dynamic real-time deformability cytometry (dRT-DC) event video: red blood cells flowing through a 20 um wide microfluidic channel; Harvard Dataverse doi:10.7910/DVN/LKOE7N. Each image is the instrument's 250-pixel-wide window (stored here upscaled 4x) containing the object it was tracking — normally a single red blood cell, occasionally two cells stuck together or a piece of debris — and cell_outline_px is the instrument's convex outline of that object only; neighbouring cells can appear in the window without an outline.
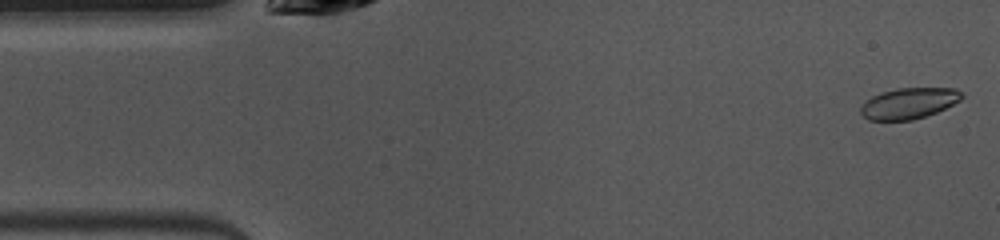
{"species": "common noctule bat (a hibernating species)", "species_latin": "Nyctalus noctula", "temperature_condition": "warm", "stored_images_in_passage": 48, "camera_frame_rate_fps": 3000, "um_per_image_px": 0.085, "animal": {"sex": "female", "body_mass_g": 10.0, "forearm_length_mm": 53.1}, "frame": {"image": 1, "passage_image": 1, "time_ms": 0.0, "image_size_px": [1000, 240], "cell_outline_px": [[964, 96], [960, 100], [936, 112], [912, 120], [868, 120], [860, 112], [860, 104], [872, 96], [880, 92], [896, 88], [956, 88]], "centroid_in_image_um": [77.21, 8.77], "position_along_channel_um": 7.8, "area_um2": 18.21}}
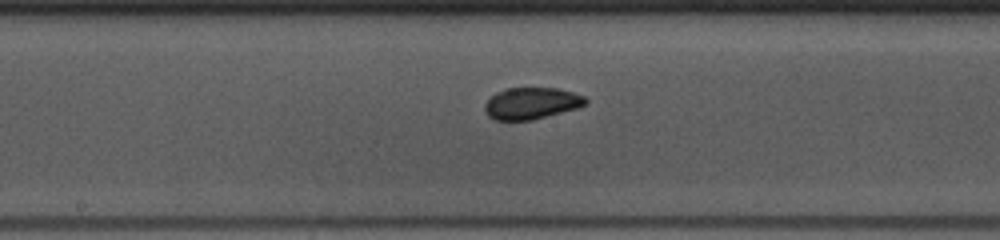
{"frame": {"image": 2, "passage_image": 23, "time_ms": 7.333, "image_size_px": [1000, 240], "cell_outline_px": [[588, 100], [584, 104], [576, 108], [532, 120], [496, 120], [488, 116], [484, 108], [484, 104], [496, 92], [504, 88], [556, 88], [572, 92], [584, 96]], "centroid_in_image_um": [45.14, 8.77], "position_along_channel_um": 203.1, "area_um2": 18.44}}
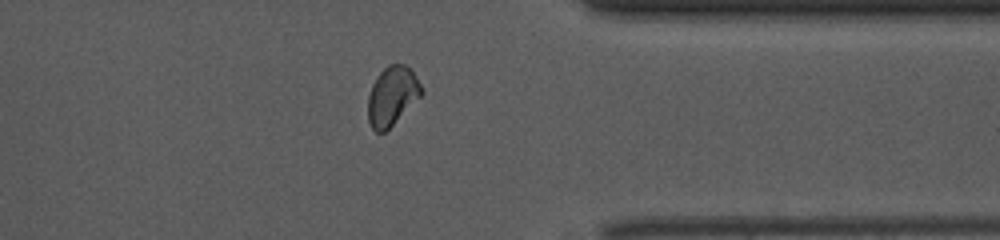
{"frame": {"image": 3, "passage_image": 37, "time_ms": 12.0, "image_size_px": [1000, 240], "cell_outline_px": [[424, 92], [384, 132], [376, 132], [372, 128], [368, 120], [368, 96], [372, 84], [380, 72], [388, 64], [404, 64], [412, 68]], "centroid_in_image_um": [33.32, 8.11], "position_along_channel_um": 378.1, "area_um2": 18.15}, "authors_computed_cell_mechanics": {"area_um2": 18.6116, "velocity_mm_per_s": 3.9726, "shape_relaxation_time_tau1_ms": 8.9277, "shape_relaxation_time_tau2_ms": 0.9671, "deformation_change_tau1": 0.1475, "deformation_change_tau2": 0.0362}}